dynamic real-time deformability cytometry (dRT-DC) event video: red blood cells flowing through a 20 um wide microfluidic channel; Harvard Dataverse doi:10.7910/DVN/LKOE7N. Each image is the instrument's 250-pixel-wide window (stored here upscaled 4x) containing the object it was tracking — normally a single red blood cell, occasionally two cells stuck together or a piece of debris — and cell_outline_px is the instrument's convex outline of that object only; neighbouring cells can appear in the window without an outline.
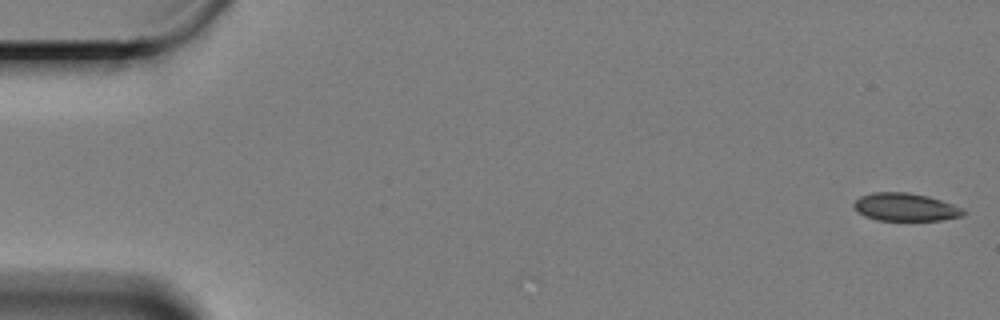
{"species": "Egyptian fruit bat (a non-hibernating species)", "species_latin": "Rousettus aegyptiacus", "temperature_condition": "cold", "stored_images_in_passage": 13, "camera_frame_rate_fps": 3000, "um_per_image_px": 0.085, "animal": {"sex": "female"}, "frame": {"image": 1, "passage_image": 1, "time_ms": 0.0, "image_size_px": [1000, 320], "cell_outline_px": [[968, 212], [964, 216], [940, 220], [876, 220], [864, 216], [852, 204], [860, 196], [872, 192], [908, 192], [928, 196], [964, 208]], "centroid_in_image_um": [77.0, 17.6], "position_along_channel_um": 8.0, "area_um2": 17.86}}